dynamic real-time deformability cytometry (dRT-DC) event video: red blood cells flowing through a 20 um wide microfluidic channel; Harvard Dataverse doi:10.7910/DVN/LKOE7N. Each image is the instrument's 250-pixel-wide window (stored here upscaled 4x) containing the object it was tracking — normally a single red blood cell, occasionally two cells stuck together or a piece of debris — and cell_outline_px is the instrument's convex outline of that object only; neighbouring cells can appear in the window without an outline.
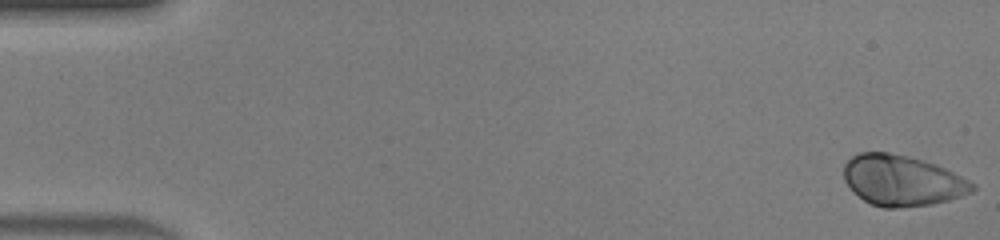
{"species": "human", "species_latin": "Homo sapiens", "temperature_condition": "warm", "stored_images_in_passage": 49, "camera_frame_rate_fps": 3000, "um_per_image_px": 0.085, "donor": {"sex": "male"}, "frame": {"image": 1, "passage_image": 1, "time_ms": 0.0, "image_size_px": [1000, 240], "cell_outline_px": [[976, 188], [972, 192], [948, 200], [932, 204], [896, 208], [884, 208], [872, 204], [864, 200], [844, 180], [844, 164], [852, 156], [860, 152], [888, 152], [908, 156], [924, 160], [936, 164], [976, 184]], "centroid_in_image_um": [76.69, 15.34], "position_along_channel_um": 8.3, "area_um2": 37.69}}
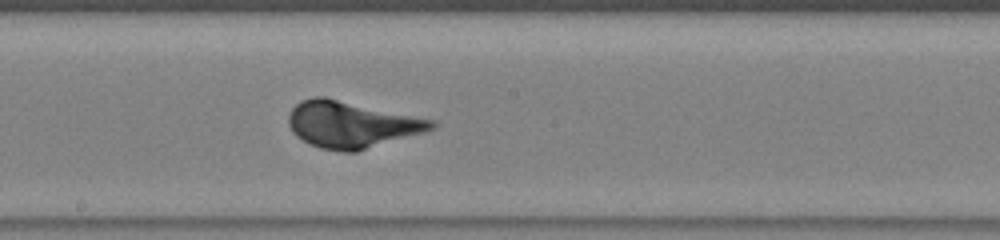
{"frame": {"image": 2, "passage_image": 27, "time_ms": 8.667, "image_size_px": [1000, 240], "cell_outline_px": [[436, 128], [424, 132], [356, 152], [340, 152], [320, 148], [308, 144], [296, 136], [292, 132], [288, 124], [288, 112], [300, 100], [316, 96], [324, 96], [436, 120]], "centroid_in_image_um": [29.85, 10.58], "position_along_channel_um": 218.3, "area_um2": 39.19}}
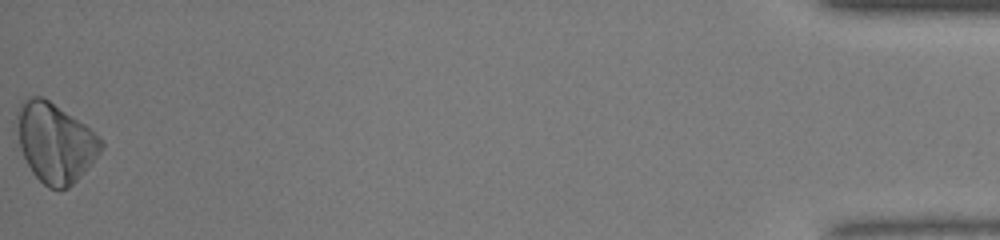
{"frame": {"image": 3, "passage_image": 49, "time_ms": 16.0, "image_size_px": [1000, 240], "cell_outline_px": [[104, 148], [84, 172], [68, 188], [60, 192], [48, 188], [32, 172], [20, 148], [12, 128], [12, 120], [20, 100], [32, 96], [40, 96], [48, 100], [96, 132], [104, 140]], "centroid_in_image_um": [4.62, 12.1], "position_along_channel_um": 430.6, "area_um2": 39.88}}